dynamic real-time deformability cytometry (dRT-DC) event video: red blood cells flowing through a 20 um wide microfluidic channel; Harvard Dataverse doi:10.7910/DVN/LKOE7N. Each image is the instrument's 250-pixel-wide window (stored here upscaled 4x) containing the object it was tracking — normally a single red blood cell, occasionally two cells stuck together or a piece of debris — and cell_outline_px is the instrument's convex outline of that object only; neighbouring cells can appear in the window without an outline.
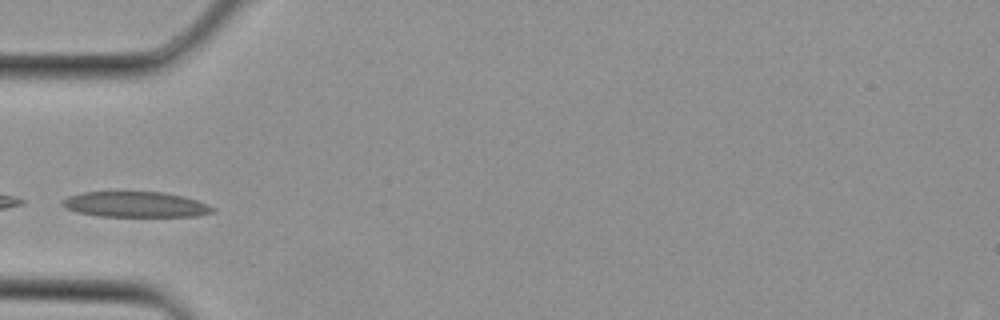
{"species": "Egyptian fruit bat (a non-hibernating species)", "species_latin": "Rousettus aegyptiacus", "temperature_condition": "cold", "stored_images_in_passage": 1, "camera_frame_rate_fps": 3000, "um_per_image_px": 0.085, "animal": {"sex": "female"}, "frame": {"image": 1, "passage_image": 1, "time_ms": 0.0, "image_size_px": [1000, 320], "cell_outline_px": [[216, 208], [212, 212], [200, 216], [100, 216], [80, 212], [68, 208], [60, 204], [68, 196], [84, 192], [164, 192], [184, 196], [208, 204]], "centroid_in_image_um": [11.58, 17.37], "position_along_channel_um": 73.4, "area_um2": 22.14}}